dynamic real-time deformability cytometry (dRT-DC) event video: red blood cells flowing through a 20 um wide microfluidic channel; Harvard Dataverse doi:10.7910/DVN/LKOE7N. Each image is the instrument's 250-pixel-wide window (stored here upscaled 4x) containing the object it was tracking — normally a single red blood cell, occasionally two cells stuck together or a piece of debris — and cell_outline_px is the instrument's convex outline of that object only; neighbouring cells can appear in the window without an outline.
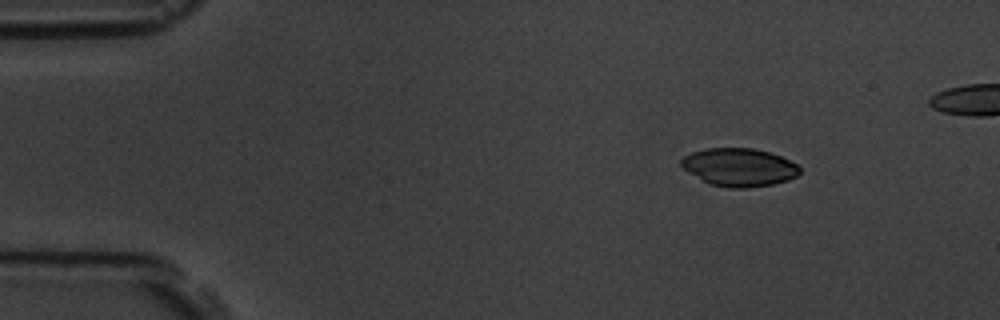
{"species": "common noctule bat (a hibernating species)", "species_latin": "Nyctalus noctula", "temperature_condition": "room temperature", "stored_images_in_passage": 4, "camera_frame_rate_fps": 3000, "um_per_image_px": 0.085, "animal": {"sex": "male", "body_mass_g": 19.5, "forearm_length_mm": 54.6}, "frame": {"image": 1, "passage_image": 1, "time_ms": 0.0, "image_size_px": [1000, 320], "cell_outline_px": [[800, 172], [796, 176], [788, 180], [772, 184], [748, 188], [728, 188], [708, 184], [688, 172], [680, 164], [680, 160], [684, 156], [692, 152], [704, 148], [752, 148], [772, 152], [796, 164], [800, 168]], "centroid_in_image_um": [62.8, 14.22], "position_along_channel_um": 22.2, "area_um2": 26.41}}